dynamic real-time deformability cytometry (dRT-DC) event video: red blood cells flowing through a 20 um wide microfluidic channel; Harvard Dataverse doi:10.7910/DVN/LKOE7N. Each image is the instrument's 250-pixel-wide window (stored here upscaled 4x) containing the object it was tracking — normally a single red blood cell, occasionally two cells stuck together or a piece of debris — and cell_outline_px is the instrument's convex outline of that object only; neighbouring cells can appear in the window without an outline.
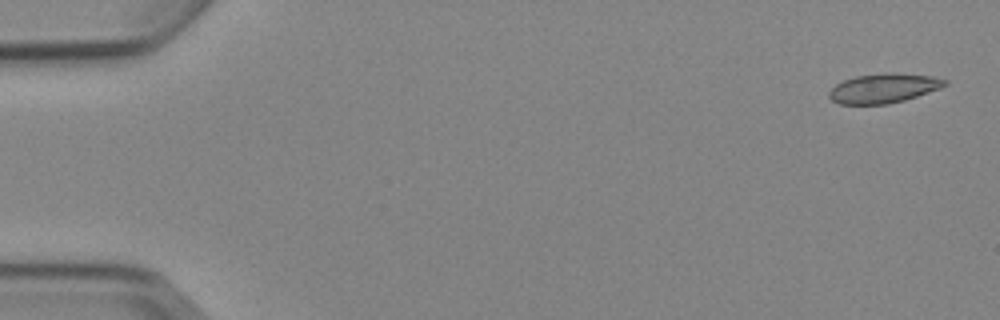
{"species": "Egyptian fruit bat (a non-hibernating species)", "species_latin": "Rousettus aegyptiacus", "temperature_condition": "cold", "stored_images_in_passage": 5, "camera_frame_rate_fps": 3000, "um_per_image_px": 0.085, "animal": {"sex": "female"}, "frame": {"image": 1, "passage_image": 1, "time_ms": 0.0, "image_size_px": [1000, 320], "cell_outline_px": [[948, 84], [940, 88], [904, 100], [888, 104], [840, 104], [832, 100], [828, 96], [828, 92], [836, 84], [844, 80], [856, 76], [884, 72], [896, 72], [932, 76], [948, 80]], "centroid_in_image_um": [75.11, 7.48], "position_along_channel_um": 9.9, "area_um2": 19.94}}
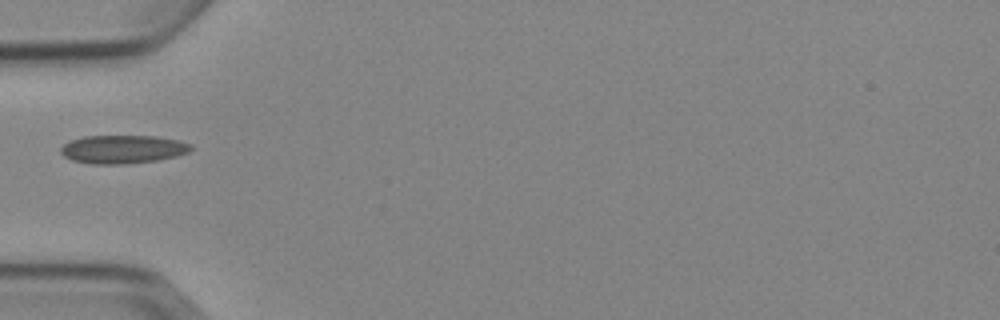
{"frame": {"image": 2, "passage_image": 5, "time_ms": 5.333, "image_size_px": [1000, 320], "cell_outline_px": [[192, 148], [188, 152], [176, 156], [156, 160], [124, 164], [92, 164], [72, 160], [64, 156], [60, 152], [60, 148], [64, 144], [72, 140], [84, 136], [156, 136], [176, 140], [192, 144]], "centroid_in_image_um": [10.42, 12.69], "position_along_channel_um": 74.6, "area_um2": 21.39}}